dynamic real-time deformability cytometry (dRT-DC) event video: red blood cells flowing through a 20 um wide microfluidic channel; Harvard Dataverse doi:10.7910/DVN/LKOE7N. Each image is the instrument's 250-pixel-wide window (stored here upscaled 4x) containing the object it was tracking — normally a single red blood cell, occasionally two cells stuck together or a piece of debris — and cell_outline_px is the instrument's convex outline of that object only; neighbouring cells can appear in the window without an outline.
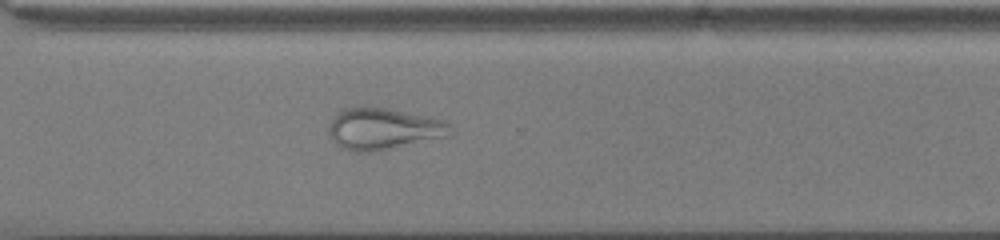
{"species": "common noctule bat (a hibernating species)", "species_latin": "Nyctalus noctula", "temperature_condition": "cold", "stored_images_in_passage": 48, "camera_frame_rate_fps": 3000, "um_per_image_px": 0.085, "animal": {"sex": "male", "body_mass_g": 13.0, "forearm_length_mm": 53.1}, "frame": {"image": 1, "passage_image": 35, "time_ms": 11.333, "image_size_px": [1000, 240], "cell_outline_px": [[452, 136], [376, 152], [352, 152], [340, 148], [328, 136], [328, 124], [332, 116], [336, 112], [344, 108], [364, 104], [388, 108], [444, 120], [452, 124]], "centroid_in_image_um": [32.55, 10.94], "position_along_channel_um": 338.0, "area_um2": 30.75}}
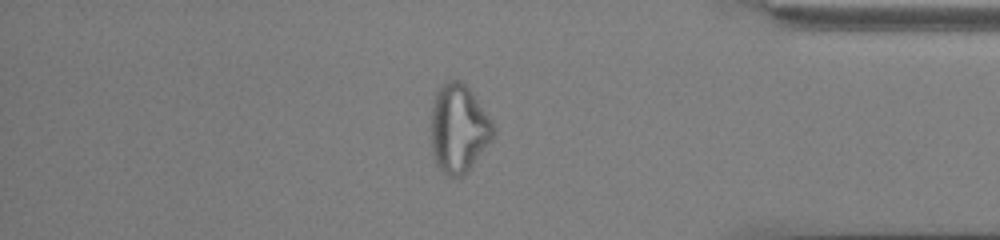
{"frame": {"image": 2, "passage_image": 41, "time_ms": 13.333, "image_size_px": [1000, 240], "cell_outline_px": [[496, 132], [492, 140], [468, 172], [464, 176], [448, 176], [440, 172], [436, 164], [432, 152], [432, 108], [436, 92], [440, 84], [448, 80], [460, 80], [472, 92], [492, 120], [496, 128]], "centroid_in_image_um": [39.0, 10.95], "position_along_channel_um": 396.2, "area_um2": 32.37}}